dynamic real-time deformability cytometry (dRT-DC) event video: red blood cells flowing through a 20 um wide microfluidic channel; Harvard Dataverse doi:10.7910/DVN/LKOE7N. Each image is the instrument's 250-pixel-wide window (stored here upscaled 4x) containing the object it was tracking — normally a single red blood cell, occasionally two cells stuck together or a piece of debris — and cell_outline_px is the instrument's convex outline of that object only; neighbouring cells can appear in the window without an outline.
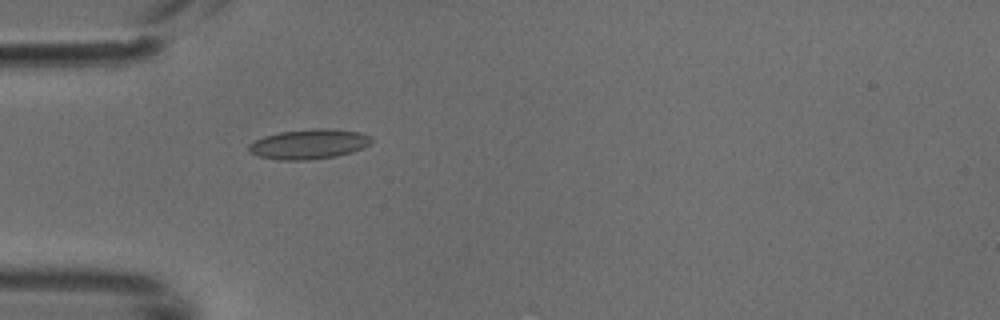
{"species": "common noctule bat (a hibernating species)", "species_latin": "Nyctalus noctula", "temperature_condition": "cold", "stored_images_in_passage": 4, "camera_frame_rate_fps": 3000, "um_per_image_px": 0.085, "animal": {"sex": "male", "body_mass_g": 18.8}, "frame": {"image": 1, "passage_image": 4, "time_ms": 1.0, "image_size_px": [1000, 320], "cell_outline_px": [[372, 140], [368, 144], [352, 152], [336, 156], [308, 160], [276, 160], [260, 156], [248, 152], [248, 144], [264, 136], [280, 132], [312, 128], [328, 128], [360, 132], [372, 136]], "centroid_in_image_um": [26.24, 12.24], "position_along_channel_um": 58.8, "area_um2": 21.39}}